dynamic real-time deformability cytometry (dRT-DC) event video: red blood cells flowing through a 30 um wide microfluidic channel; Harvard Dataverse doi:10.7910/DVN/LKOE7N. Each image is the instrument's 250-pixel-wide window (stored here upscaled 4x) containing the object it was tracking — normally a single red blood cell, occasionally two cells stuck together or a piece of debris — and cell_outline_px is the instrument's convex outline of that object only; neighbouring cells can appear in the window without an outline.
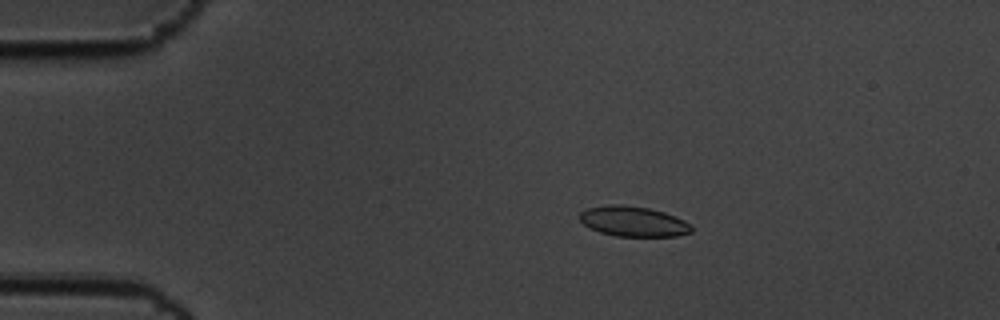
{"species": "common noctule bat (a hibernating species)", "species_latin": "Nyctalus noctula", "temperature_condition": "cold", "stored_images_in_passage": 60, "camera_frame_rate_fps": 3000, "um_per_image_px": 0.085, "animal": {"sex": "male", "body_mass_g": 19.5, "forearm_length_mm": 54.6}, "frame": {"image": 1, "passage_image": 12, "time_ms": 3.667, "image_size_px": [1000, 320], "cell_outline_px": [[692, 232], [676, 236], [616, 236], [600, 232], [584, 224], [580, 220], [580, 212], [588, 208], [608, 204], [624, 204], [648, 208], [664, 212], [684, 220], [692, 224]], "centroid_in_image_um": [53.85, 18.81], "position_along_channel_um": 31.2, "area_um2": 19.65}}
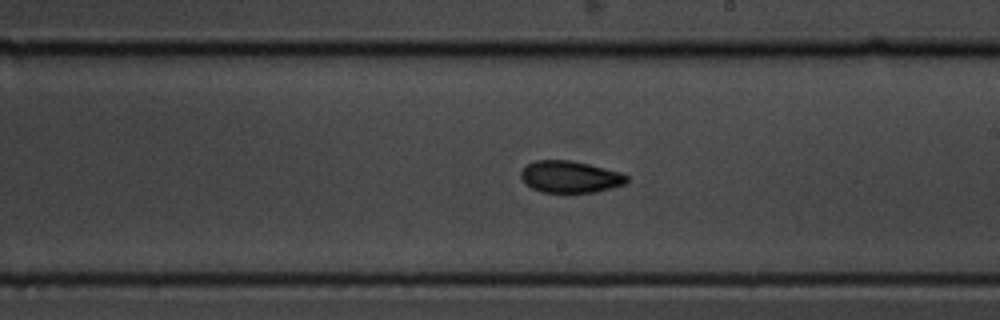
{"frame": {"image": 2, "passage_image": 35, "time_ms": 11.333, "image_size_px": [1000, 320], "cell_outline_px": [[628, 184], [596, 192], [540, 192], [532, 188], [520, 176], [520, 172], [528, 164], [536, 160], [568, 160], [588, 164], [620, 172], [628, 176]], "centroid_in_image_um": [48.5, 15.03], "position_along_channel_um": 240.5, "area_um2": 19.54}}
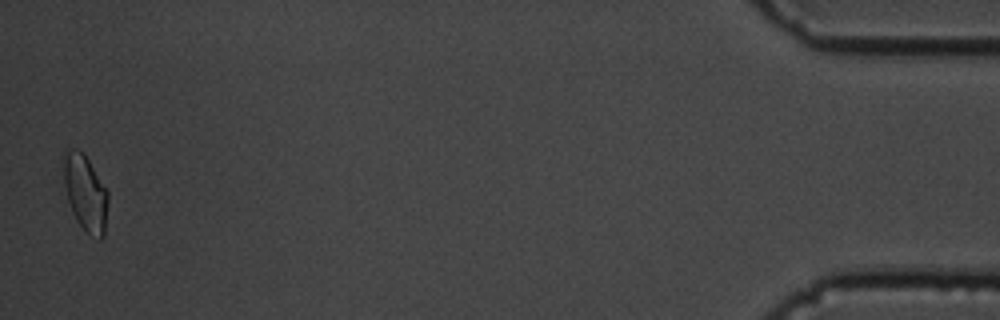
{"frame": {"image": 3, "passage_image": 59, "time_ms": 19.333, "image_size_px": [1000, 320], "cell_outline_px": [[108, 200], [104, 236], [100, 240], [88, 236], [76, 220], [60, 192], [64, 148], [76, 148], [88, 160], [108, 192]], "centroid_in_image_um": [7.16, 16.42], "position_along_channel_um": 428.0, "area_um2": 20.87}, "authors_computed_cell_mechanics": {"area_um2": 19.5364, "velocity_mm_per_s": 3.4224, "shape_relaxation_time_tau1_ms": 4.5582, "shape_relaxation_time_tau2_ms": 2.2144, "deformation_change_tau1": 0.1034, "deformation_change_tau2": 0.0574}}